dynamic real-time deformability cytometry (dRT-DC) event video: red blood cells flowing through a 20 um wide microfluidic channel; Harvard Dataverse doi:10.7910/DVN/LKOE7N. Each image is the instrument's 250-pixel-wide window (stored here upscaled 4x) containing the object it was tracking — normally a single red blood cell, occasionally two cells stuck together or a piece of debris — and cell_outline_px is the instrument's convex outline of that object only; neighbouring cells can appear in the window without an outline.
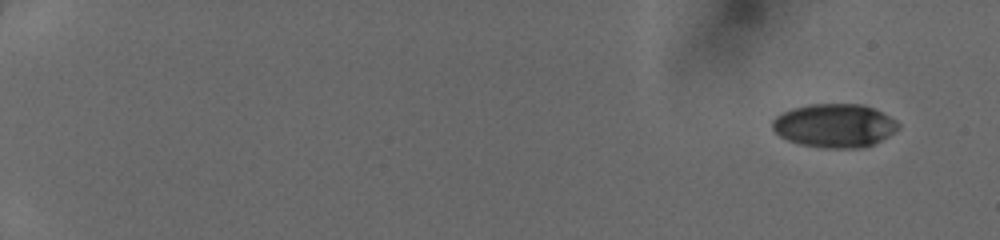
{"species": "human", "species_latin": "Homo sapiens", "temperature_condition": "cold", "stored_images_in_passage": 48, "camera_frame_rate_fps": 3000, "um_per_image_px": 0.085, "donor": {"sex": "female"}, "frame": {"image": 1, "passage_image": 1, "time_ms": 0.0, "image_size_px": [1000, 240], "cell_outline_px": [[900, 128], [888, 136], [872, 144], [860, 148], [824, 148], [800, 144], [788, 140], [780, 136], [772, 128], [772, 120], [780, 112], [792, 108], [808, 104], [864, 104], [896, 120], [900, 124]], "centroid_in_image_um": [70.91, 10.67], "position_along_channel_um": 14.1, "area_um2": 32.02}}
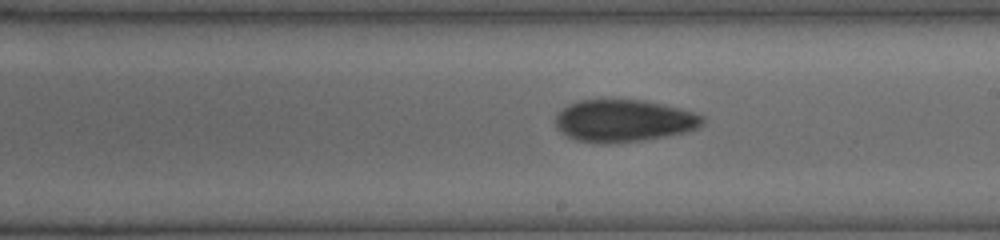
{"frame": {"image": 2, "passage_image": 30, "time_ms": 9.667, "image_size_px": [1000, 240], "cell_outline_px": [[704, 124], [696, 128], [684, 132], [664, 136], [640, 140], [608, 144], [604, 144], [576, 140], [560, 132], [556, 128], [556, 116], [568, 104], [580, 100], [640, 100], [660, 104], [692, 112], [704, 116]], "centroid_in_image_um": [52.98, 10.27], "position_along_channel_um": 236.0, "area_um2": 35.72}}
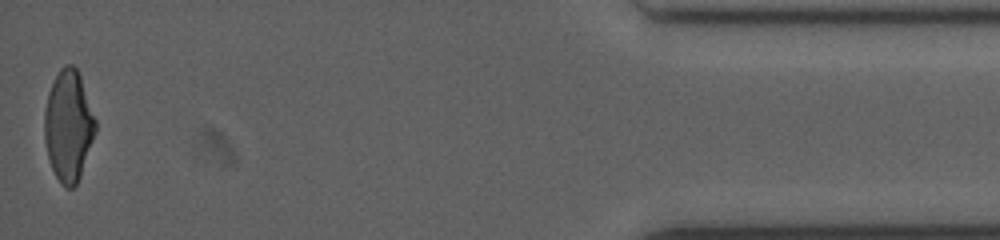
{"frame": {"image": 3, "passage_image": 48, "time_ms": 15.667, "image_size_px": [1000, 240], "cell_outline_px": [[96, 132], [80, 176], [76, 184], [72, 188], [64, 188], [60, 184], [52, 168], [48, 156], [44, 140], [44, 112], [48, 92], [60, 68], [64, 64], [72, 64], [76, 68], [80, 76], [96, 120]], "centroid_in_image_um": [5.81, 10.7], "position_along_channel_um": 429.4, "area_um2": 32.95}}